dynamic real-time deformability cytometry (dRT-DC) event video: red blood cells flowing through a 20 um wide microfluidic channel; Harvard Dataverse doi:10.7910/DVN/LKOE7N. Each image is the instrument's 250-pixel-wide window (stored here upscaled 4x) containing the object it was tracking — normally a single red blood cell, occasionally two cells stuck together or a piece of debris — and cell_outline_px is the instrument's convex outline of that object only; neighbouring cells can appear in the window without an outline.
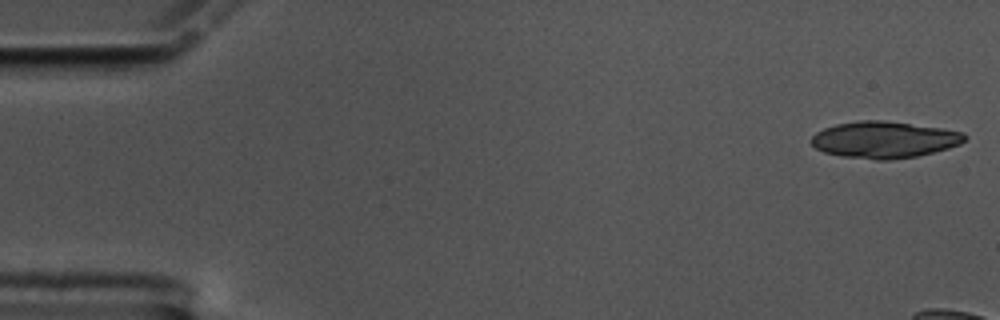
{"species": "common noctule bat (a hibernating species)", "species_latin": "Nyctalus noctula", "temperature_condition": "cold", "stored_images_in_passage": 10, "camera_frame_rate_fps": 3000, "um_per_image_px": 0.085, "animal": {"sex": "male", "body_mass_g": 17.5, "forearm_length_mm": 52.3}, "frame": {"image": 1, "passage_image": 1, "time_ms": 0.0, "image_size_px": [1000, 320], "cell_outline_px": [[968, 136], [960, 144], [948, 148], [916, 156], [888, 160], [876, 160], [840, 156], [824, 152], [816, 148], [808, 140], [816, 132], [824, 128], [836, 124], [860, 120], [884, 120], [940, 128], [964, 132]], "centroid_in_image_um": [75.13, 11.87], "position_along_channel_um": 9.9, "area_um2": 32.77}}